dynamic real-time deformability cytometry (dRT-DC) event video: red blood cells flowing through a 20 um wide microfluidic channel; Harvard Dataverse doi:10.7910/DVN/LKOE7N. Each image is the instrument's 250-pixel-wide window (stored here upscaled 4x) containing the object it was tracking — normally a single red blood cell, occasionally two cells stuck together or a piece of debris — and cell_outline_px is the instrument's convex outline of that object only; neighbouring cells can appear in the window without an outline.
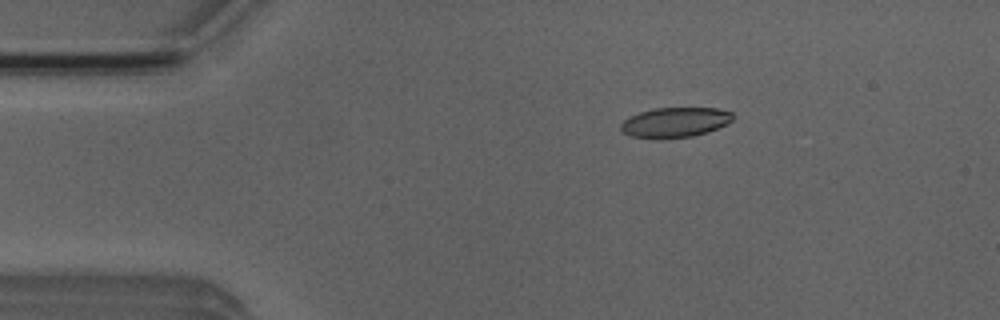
{"species": "Egyptian fruit bat (a non-hibernating species)", "species_latin": "Rousettus aegyptiacus", "temperature_condition": "room temperature", "stored_images_in_passage": 4, "camera_frame_rate_fps": 3000, "um_per_image_px": 0.085, "animal": {"sex": "male"}, "frame": {"image": 1, "passage_image": 1, "time_ms": 0.0, "image_size_px": [1000, 320], "cell_outline_px": [[732, 120], [708, 132], [692, 136], [632, 136], [624, 132], [620, 128], [620, 124], [624, 120], [640, 112], [652, 108], [716, 108], [732, 112]], "centroid_in_image_um": [57.4, 10.35], "position_along_channel_um": 27.6, "area_um2": 18.67}}
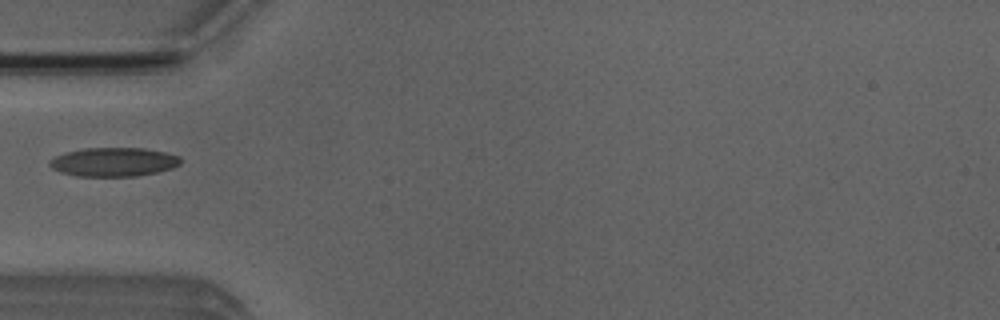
{"frame": {"image": 2, "passage_image": 3, "time_ms": 2.667, "image_size_px": [1000, 320], "cell_outline_px": [[180, 164], [172, 168], [160, 172], [136, 176], [76, 176], [60, 172], [52, 168], [48, 164], [48, 160], [64, 152], [84, 148], [144, 148], [164, 152], [180, 156]], "centroid_in_image_um": [9.64, 13.77], "position_along_channel_um": 75.4, "area_um2": 22.2}}